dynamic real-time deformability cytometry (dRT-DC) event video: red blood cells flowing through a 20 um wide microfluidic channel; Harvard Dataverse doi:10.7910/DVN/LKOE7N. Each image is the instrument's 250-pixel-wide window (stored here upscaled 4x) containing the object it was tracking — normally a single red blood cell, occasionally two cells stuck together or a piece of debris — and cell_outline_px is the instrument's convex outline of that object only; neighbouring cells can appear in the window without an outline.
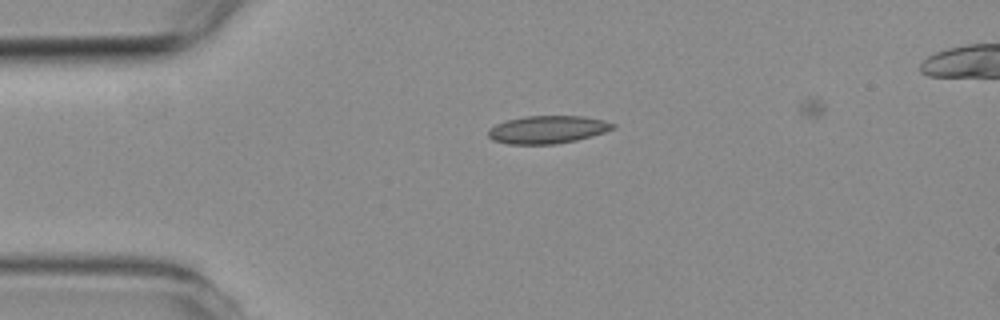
{"species": "common noctule bat (a hibernating species)", "species_latin": "Nyctalus noctula", "temperature_condition": "room temperature", "stored_images_in_passage": 3, "camera_frame_rate_fps": 3000, "um_per_image_px": 0.085, "animal": {"sex": "female", "body_mass_g": 19.3, "forearm_length_mm": 54.1}, "frame": {"image": 1, "passage_image": 1, "time_ms": 0.0, "image_size_px": [1000, 320], "cell_outline_px": [[616, 128], [592, 136], [576, 140], [556, 144], [508, 144], [492, 140], [488, 136], [488, 128], [504, 120], [524, 116], [584, 116], [604, 120], [616, 124]], "centroid_in_image_um": [46.53, 11.01], "position_along_channel_um": 38.5, "area_um2": 20.4}}